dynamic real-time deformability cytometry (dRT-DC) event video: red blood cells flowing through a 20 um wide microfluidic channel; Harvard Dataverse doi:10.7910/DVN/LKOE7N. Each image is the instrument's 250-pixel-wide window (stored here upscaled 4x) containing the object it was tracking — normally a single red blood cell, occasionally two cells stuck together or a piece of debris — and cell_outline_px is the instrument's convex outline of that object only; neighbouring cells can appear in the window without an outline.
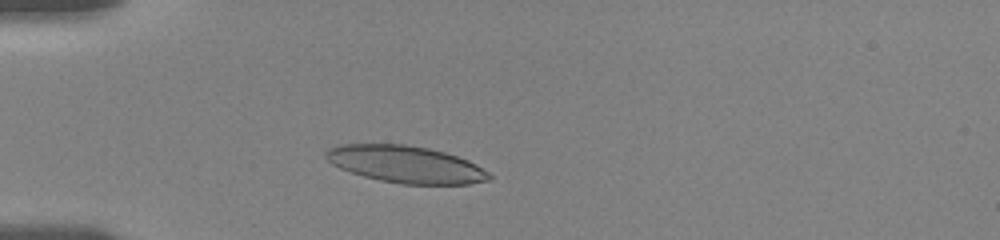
{"species": "human", "species_latin": "Homo sapiens", "temperature_condition": "room temperature", "stored_images_in_passage": 43, "camera_frame_rate_fps": 3000, "um_per_image_px": 0.085, "donor": {"sex": "female"}, "frame": {"image": 1, "passage_image": 9, "time_ms": 2.667, "image_size_px": [1000, 240], "cell_outline_px": [[492, 180], [468, 184], [400, 184], [380, 180], [364, 176], [340, 168], [332, 164], [324, 156], [324, 152], [328, 148], [340, 144], [404, 144], [428, 148], [444, 152], [468, 160], [476, 164], [488, 172], [492, 176]], "centroid_in_image_um": [34.48, 13.97], "position_along_channel_um": 50.5, "area_um2": 35.26}}
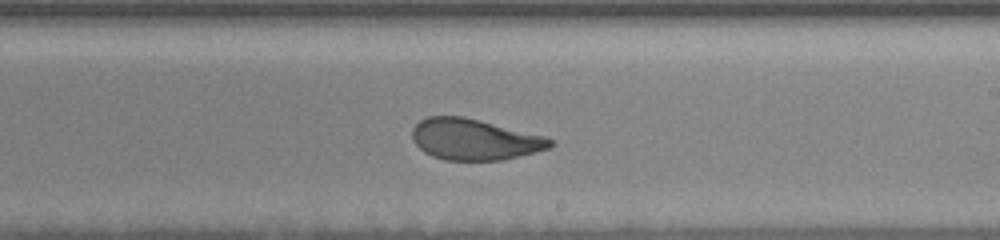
{"frame": {"image": 2, "passage_image": 27, "time_ms": 8.667, "image_size_px": [1000, 240], "cell_outline_px": [[556, 144], [548, 148], [536, 152], [504, 160], [444, 160], [432, 156], [424, 152], [412, 140], [412, 128], [420, 120], [428, 116], [464, 116], [544, 136], [552, 140]], "centroid_in_image_um": [40.31, 11.85], "position_along_channel_um": 248.7, "area_um2": 33.06}}
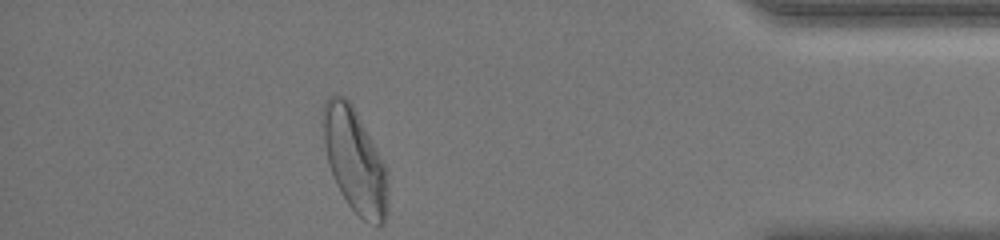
{"frame": {"image": 3, "passage_image": 43, "time_ms": 14.0, "image_size_px": [1000, 240], "cell_outline_px": [[388, 212], [384, 224], [376, 224], [364, 220], [348, 204], [340, 192], [336, 184], [328, 164], [324, 144], [320, 112], [324, 100], [328, 96], [336, 92], [344, 96], [352, 104], [388, 168]], "centroid_in_image_um": [30.14, 13.59], "position_along_channel_um": 405.1, "area_um2": 40.17}, "authors_computed_cell_mechanics": {"area_um2": 34.2754, "velocity_mm_per_s": 3.5954, "shape_relaxation_time_tau1_ms": 4.5511, "shape_relaxation_time_tau2_ms": 1.2612, "deformation_change_tau1": 0.1597, "deformation_change_tau2": 0.0856}}